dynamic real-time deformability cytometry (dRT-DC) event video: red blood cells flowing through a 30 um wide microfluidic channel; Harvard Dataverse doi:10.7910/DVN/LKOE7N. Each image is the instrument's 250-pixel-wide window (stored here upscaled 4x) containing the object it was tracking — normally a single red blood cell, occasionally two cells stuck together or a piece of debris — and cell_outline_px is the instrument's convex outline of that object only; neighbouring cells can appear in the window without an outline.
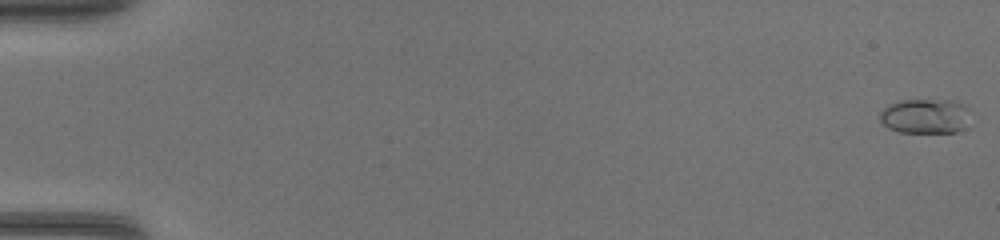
{"species": "common noctule bat (a hibernating species)", "species_latin": "Nyctalus noctula", "temperature_condition": "warm", "stored_images_in_passage": 47, "camera_frame_rate_fps": 3000, "um_per_image_px": 0.085, "animal": {"sex": "female", "body_mass_g": 17.0, "forearm_length_mm": 48.0}, "frame": {"image": 1, "passage_image": 1, "time_ms": 0.0, "image_size_px": [1000, 240], "cell_outline_px": [[968, 108], [956, 132], [900, 132], [888, 128], [880, 120], [880, 112], [888, 104], [900, 100], [956, 100]], "centroid_in_image_um": [78.51, 9.84], "position_along_channel_um": 6.5, "area_um2": 17.69}}
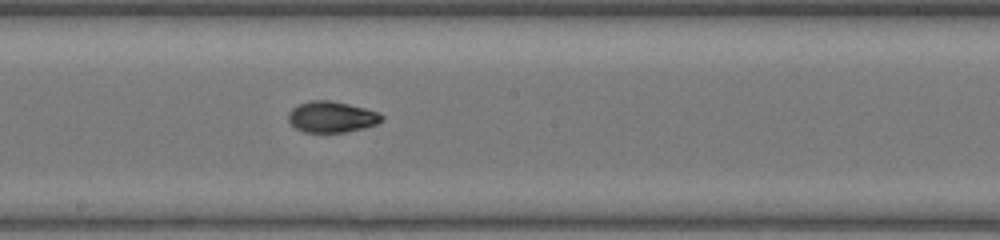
{"frame": {"image": 2, "passage_image": 27, "time_ms": 8.667, "image_size_px": [1000, 240], "cell_outline_px": [[384, 120], [376, 124], [364, 128], [344, 132], [304, 132], [296, 128], [288, 120], [288, 112], [292, 108], [308, 100], [328, 100], [348, 104], [364, 108], [376, 112], [384, 116]], "centroid_in_image_um": [28.18, 9.94], "position_along_channel_um": 220.0, "area_um2": 16.82}}
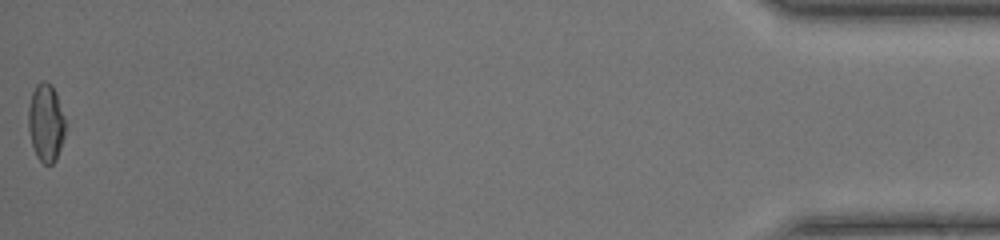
{"frame": {"image": 3, "passage_image": 47, "time_ms": 15.333, "image_size_px": [1000, 240], "cell_outline_px": [[64, 136], [56, 160], [52, 164], [44, 164], [36, 156], [32, 144], [28, 128], [28, 108], [32, 92], [36, 84], [40, 80], [44, 80], [52, 84], [56, 92], [64, 116]], "centroid_in_image_um": [3.89, 10.4], "position_along_channel_um": 431.3, "area_um2": 16.82}}